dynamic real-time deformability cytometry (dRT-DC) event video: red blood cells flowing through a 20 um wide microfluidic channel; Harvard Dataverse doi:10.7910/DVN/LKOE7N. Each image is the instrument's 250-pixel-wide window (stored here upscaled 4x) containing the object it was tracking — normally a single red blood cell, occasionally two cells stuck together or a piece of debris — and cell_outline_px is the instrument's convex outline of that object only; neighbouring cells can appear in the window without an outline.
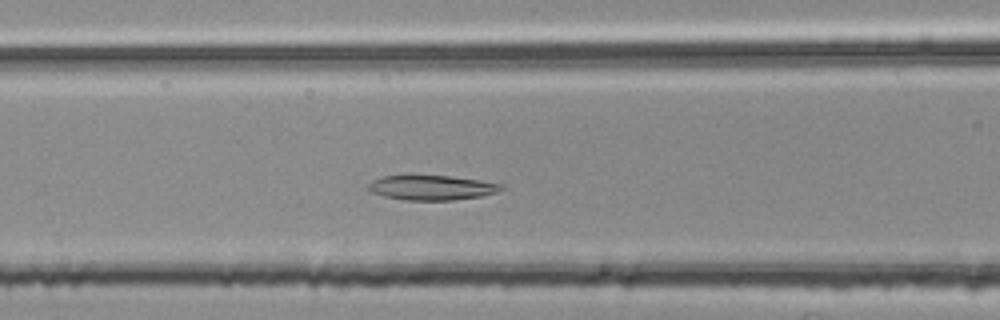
{"species": "common noctule bat (a hibernating species)", "species_latin": "Nyctalus noctula", "temperature_condition": "room temperature", "stored_images_in_passage": 45, "camera_frame_rate_fps": 3000, "um_per_image_px": 0.085, "animal": {"sex": "female", "body_mass_g": 25.1}, "frame": {"image": 1, "passage_image": 17, "time_ms": 5.333, "image_size_px": [1000, 320], "cell_outline_px": [[504, 188], [496, 192], [480, 196], [452, 200], [404, 200], [384, 196], [368, 192], [368, 184], [372, 180], [384, 176], [404, 172], [412, 172], [452, 176], [504, 184]], "centroid_in_image_um": [36.59, 15.89], "position_along_channel_um": 130.0, "area_um2": 20.17}}
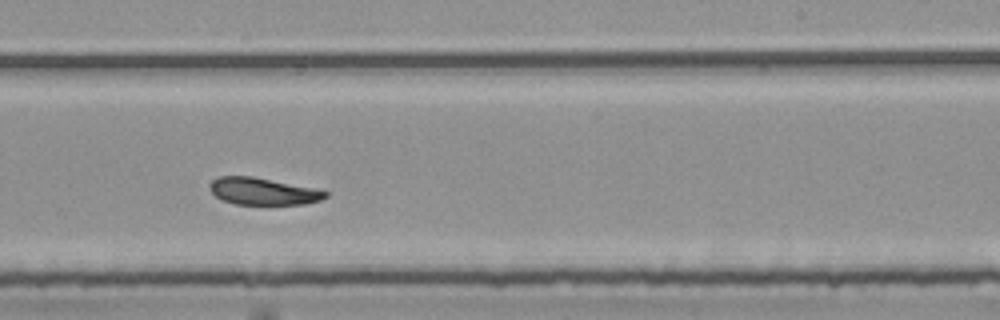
{"frame": {"image": 2, "passage_image": 28, "time_ms": 9.0, "image_size_px": [1000, 320], "cell_outline_px": [[328, 196], [320, 200], [304, 204], [236, 204], [224, 200], [216, 196], [208, 188], [212, 180], [220, 176], [252, 176], [312, 188], [328, 192]], "centroid_in_image_um": [22.33, 16.26], "position_along_channel_um": 266.7, "area_um2": 17.92}}
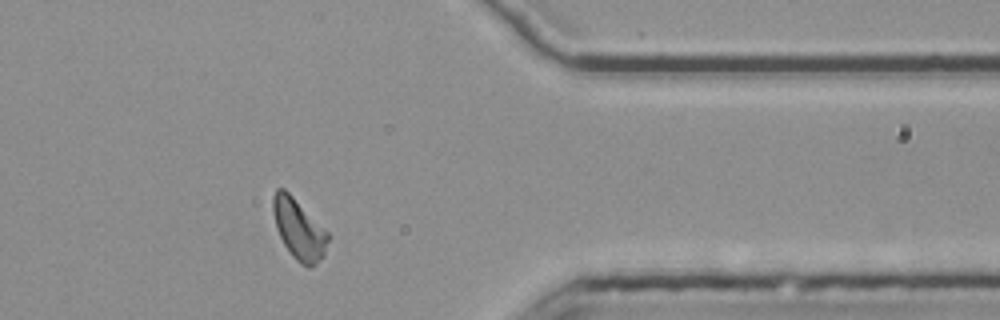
{"frame": {"image": 3, "passage_image": 39, "time_ms": 12.667, "image_size_px": [1000, 320], "cell_outline_px": [[328, 240], [324, 256], [312, 268], [308, 268], [300, 264], [292, 256], [284, 244], [276, 228], [272, 212], [272, 196], [276, 188], [284, 188], [328, 232]], "centroid_in_image_um": [25.38, 19.5], "position_along_channel_um": 386.0, "area_um2": 19.31}, "authors_computed_cell_mechanics": {"area_um2": 19.5942, "velocity_mm_per_s": 3.7464, "shape_relaxation_time_tau1_ms": null, "shape_relaxation_time_tau2_ms": 3.8782, "deformation_change_tau1": null, "deformation_change_tau2": 0.0937}}